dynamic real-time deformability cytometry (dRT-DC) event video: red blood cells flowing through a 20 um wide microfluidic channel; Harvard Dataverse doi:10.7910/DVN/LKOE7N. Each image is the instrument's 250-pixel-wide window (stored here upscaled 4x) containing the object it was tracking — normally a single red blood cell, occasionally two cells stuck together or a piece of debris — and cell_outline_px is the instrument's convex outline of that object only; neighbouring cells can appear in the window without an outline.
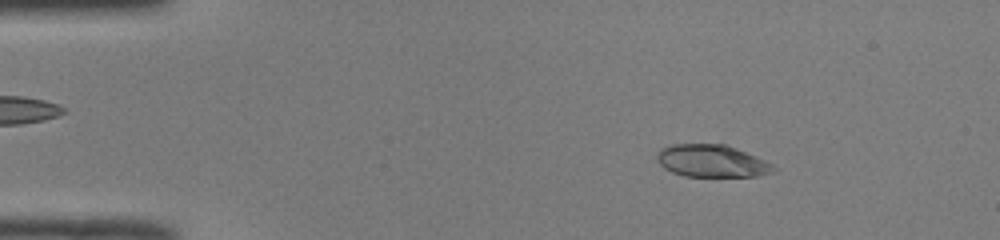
{"species": "common noctule bat (a hibernating species)", "species_latin": "Nyctalus noctula", "temperature_condition": "room temperature", "stored_images_in_passage": 49, "camera_frame_rate_fps": 3000, "um_per_image_px": 0.085, "animal": {"sex": "male", "body_mass_g": 19.0, "forearm_length_mm": 50.8}, "frame": {"image": 1, "passage_image": 7, "time_ms": 2.0, "image_size_px": [1000, 240], "cell_outline_px": [[776, 168], [772, 172], [760, 176], [684, 176], [672, 172], [664, 168], [656, 160], [656, 156], [660, 148], [672, 144], [724, 144], [764, 160], [772, 164]], "centroid_in_image_um": [60.45, 13.68], "position_along_channel_um": 24.5, "area_um2": 21.79}}
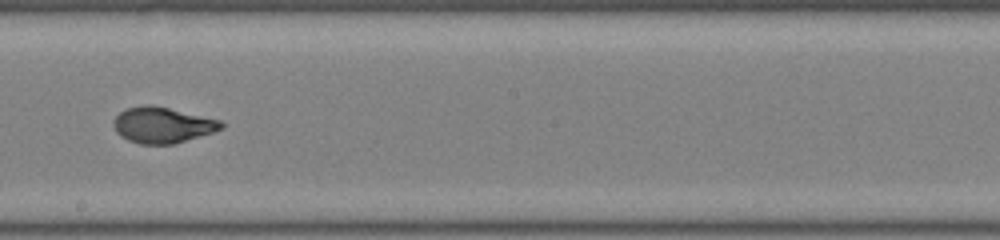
{"frame": {"image": 2, "passage_image": 28, "time_ms": 9.0, "image_size_px": [1000, 240], "cell_outline_px": [[228, 124], [224, 128], [176, 144], [140, 144], [128, 140], [120, 136], [116, 132], [112, 124], [112, 120], [120, 112], [128, 108], [148, 104], [168, 108], [220, 120]], "centroid_in_image_um": [13.81, 10.64], "position_along_channel_um": 234.4, "area_um2": 22.54}}
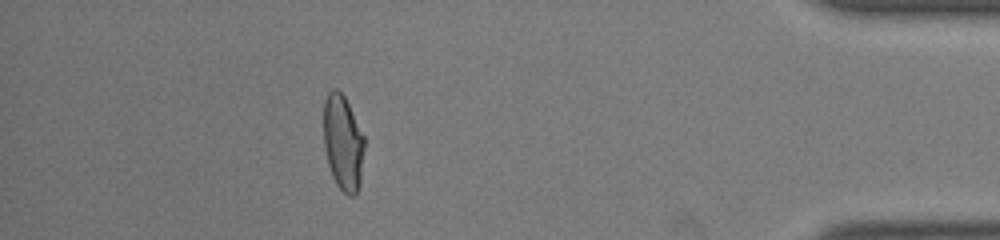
{"frame": {"image": 3, "passage_image": 44, "time_ms": 14.333, "image_size_px": [1000, 240], "cell_outline_px": [[364, 148], [360, 184], [356, 192], [352, 196], [348, 196], [336, 184], [332, 176], [328, 164], [324, 148], [324, 100], [328, 92], [332, 88], [336, 88], [344, 96], [364, 136]], "centroid_in_image_um": [29.14, 12.13], "position_along_channel_um": 406.1, "area_um2": 22.6}, "authors_computed_cell_mechanics": {"area_um2": 22.5998, "velocity_mm_per_s": 4.0852, "shape_relaxation_time_tau1_ms": 8.9168, "shape_relaxation_time_tau2_ms": null, "deformation_change_tau1": 0.2982, "deformation_change_tau2": null}}